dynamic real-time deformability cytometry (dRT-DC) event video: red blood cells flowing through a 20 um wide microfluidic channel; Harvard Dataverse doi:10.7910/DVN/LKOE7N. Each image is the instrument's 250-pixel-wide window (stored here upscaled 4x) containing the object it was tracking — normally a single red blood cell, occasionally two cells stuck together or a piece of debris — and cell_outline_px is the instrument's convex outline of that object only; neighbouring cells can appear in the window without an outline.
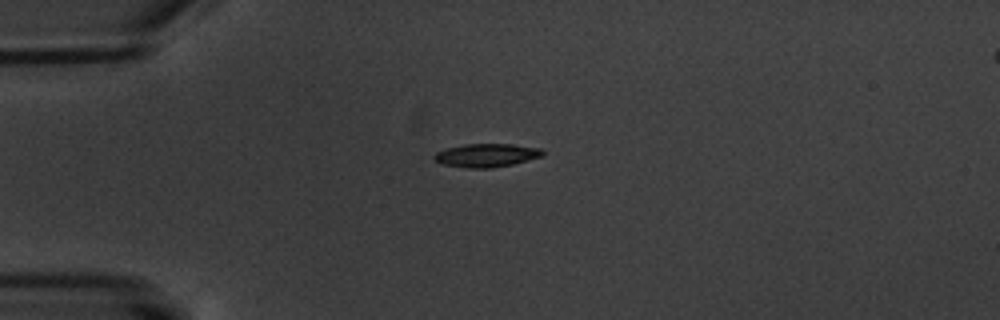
{"species": "common noctule bat (a hibernating species)", "species_latin": "Nyctalus noctula", "temperature_condition": "warm", "stored_images_in_passage": 2, "camera_frame_rate_fps": 3000, "um_per_image_px": 0.085, "animal": {"sex": "male", "body_mass_g": 20.1, "forearm_length_mm": 53.5}, "frame": {"image": 1, "passage_image": 1, "time_ms": 0.0, "image_size_px": [1000, 320], "cell_outline_px": [[544, 156], [512, 164], [492, 168], [468, 168], [444, 164], [436, 160], [432, 156], [436, 152], [448, 148], [464, 144], [512, 144], [540, 148], [544, 152]], "centroid_in_image_um": [41.38, 13.2], "position_along_channel_um": 43.6, "area_um2": 14.68}}